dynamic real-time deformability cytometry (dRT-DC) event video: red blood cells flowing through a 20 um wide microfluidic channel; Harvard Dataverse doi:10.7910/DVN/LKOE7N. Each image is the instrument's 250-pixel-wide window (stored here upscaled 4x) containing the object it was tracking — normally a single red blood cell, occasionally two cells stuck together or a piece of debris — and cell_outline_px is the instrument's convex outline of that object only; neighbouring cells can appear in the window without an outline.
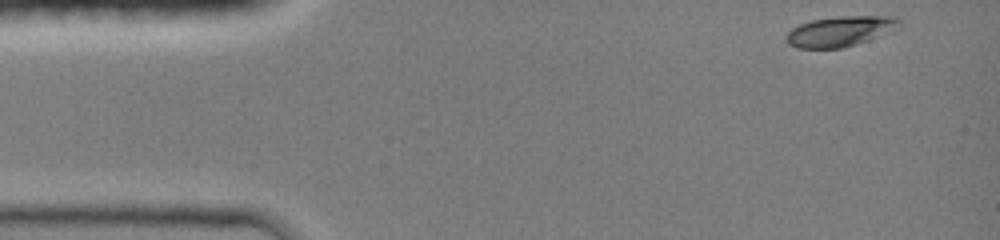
{"species": "common noctule bat (a hibernating species)", "species_latin": "Nyctalus noctula", "temperature_condition": "room temperature", "stored_images_in_passage": 12, "camera_frame_rate_fps": 3000, "um_per_image_px": 0.085, "animal": {"sex": "female", "body_mass_g": 19.0, "forearm_length_mm": 51.5}, "frame": {"image": 1, "passage_image": 1, "time_ms": 0.0, "image_size_px": [1000, 240], "cell_outline_px": [[904, 24], [900, 28], [892, 32], [856, 44], [840, 48], [796, 48], [788, 44], [784, 40], [784, 36], [792, 28], [800, 24], [812, 20], [840, 16], [896, 16]], "centroid_in_image_um": [71.46, 2.66], "position_along_channel_um": 13.5, "area_um2": 20.29}}
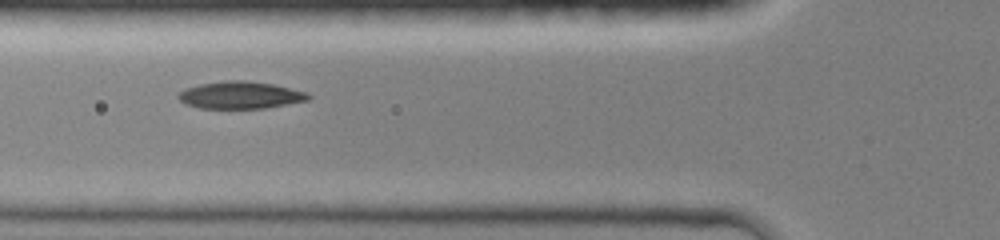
{"frame": {"image": 2, "passage_image": 9, "time_ms": 4.333, "image_size_px": [1000, 240], "cell_outline_px": [[312, 96], [308, 100], [264, 108], [200, 108], [184, 104], [176, 96], [184, 88], [200, 84], [224, 80], [248, 80], [272, 84], [308, 92]], "centroid_in_image_um": [20.41, 8.07], "position_along_channel_um": 105.4, "area_um2": 20.69}}
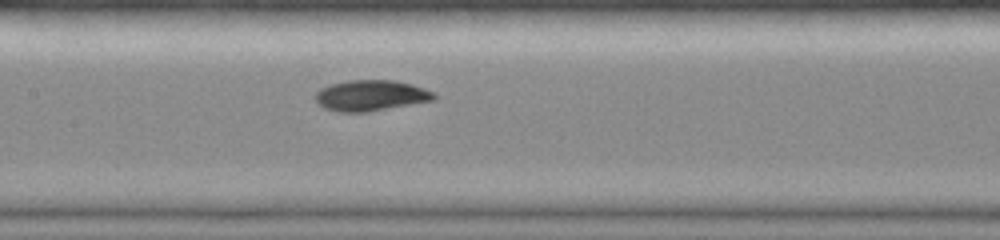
{"frame": {"image": 3, "passage_image": 12, "time_ms": 6.0, "image_size_px": [1000, 240], "cell_outline_px": [[436, 100], [368, 112], [336, 112], [324, 108], [316, 104], [316, 92], [320, 88], [332, 84], [348, 80], [396, 80], [412, 84], [424, 88], [432, 92], [436, 96]], "centroid_in_image_um": [31.51, 8.12], "position_along_channel_um": 175.9, "area_um2": 21.5}}